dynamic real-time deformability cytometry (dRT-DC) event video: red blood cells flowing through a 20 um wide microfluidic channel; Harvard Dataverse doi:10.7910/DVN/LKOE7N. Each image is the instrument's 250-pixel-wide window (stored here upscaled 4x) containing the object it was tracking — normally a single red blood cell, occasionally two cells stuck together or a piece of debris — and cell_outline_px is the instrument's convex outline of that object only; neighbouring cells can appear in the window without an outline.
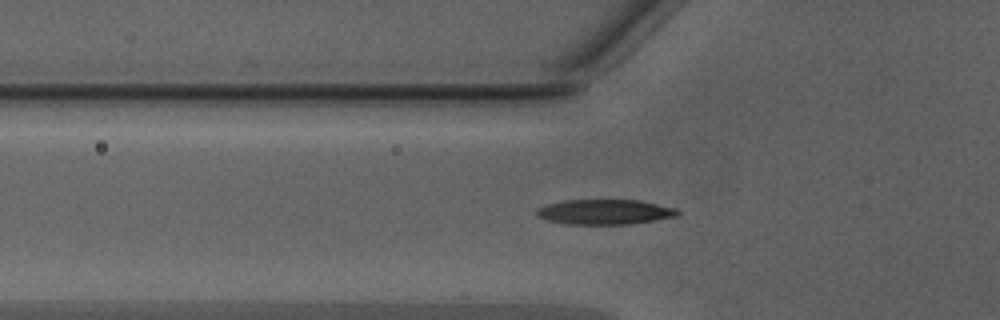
{"species": "Egyptian fruit bat (a non-hibernating species)", "species_latin": "Rousettus aegyptiacus", "temperature_condition": "warm", "stored_images_in_passage": 34, "camera_frame_rate_fps": 3000, "um_per_image_px": 0.085, "animal": {"sex": "male"}, "frame": {"image": 1, "passage_image": 7, "time_ms": 2.0, "image_size_px": [1000, 320], "cell_outline_px": [[680, 212], [676, 216], [656, 220], [632, 224], [568, 224], [544, 220], [536, 216], [536, 208], [544, 204], [564, 200], [640, 200], [676, 208]], "centroid_in_image_um": [51.35, 18.01], "position_along_channel_um": 74.4, "area_um2": 20.81}}
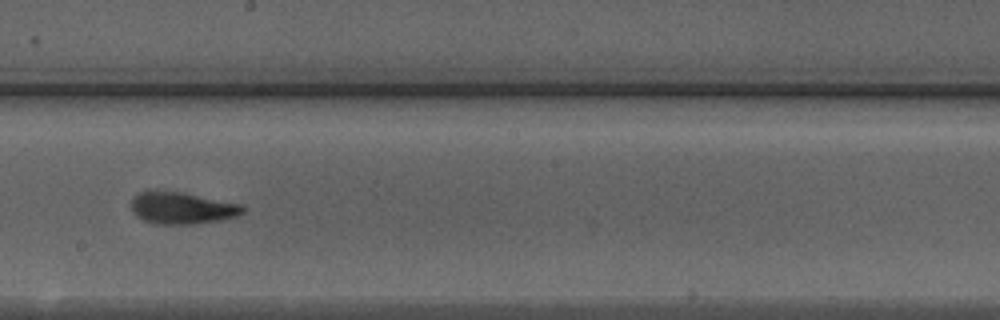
{"frame": {"image": 2, "passage_image": 18, "time_ms": 5.667, "image_size_px": [1000, 320], "cell_outline_px": [[244, 212], [236, 216], [196, 224], [156, 224], [144, 220], [136, 216], [132, 212], [132, 200], [140, 192], [156, 188], [184, 192], [244, 204]], "centroid_in_image_um": [15.46, 17.65], "position_along_channel_um": 232.7, "area_um2": 21.15}}
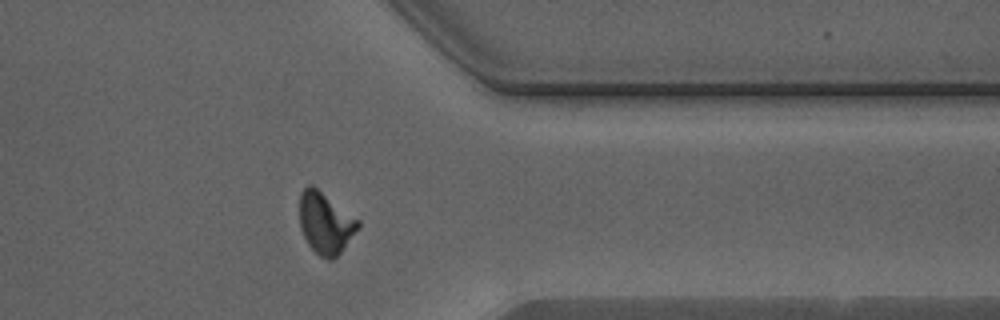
{"frame": {"image": 3, "passage_image": 29, "time_ms": 9.333, "image_size_px": [1000, 320], "cell_outline_px": [[360, 228], [340, 252], [332, 260], [328, 260], [320, 256], [308, 244], [300, 228], [300, 192], [308, 184], [312, 184], [360, 220]], "centroid_in_image_um": [27.67, 18.94], "position_along_channel_um": 383.7, "area_um2": 20.98}}